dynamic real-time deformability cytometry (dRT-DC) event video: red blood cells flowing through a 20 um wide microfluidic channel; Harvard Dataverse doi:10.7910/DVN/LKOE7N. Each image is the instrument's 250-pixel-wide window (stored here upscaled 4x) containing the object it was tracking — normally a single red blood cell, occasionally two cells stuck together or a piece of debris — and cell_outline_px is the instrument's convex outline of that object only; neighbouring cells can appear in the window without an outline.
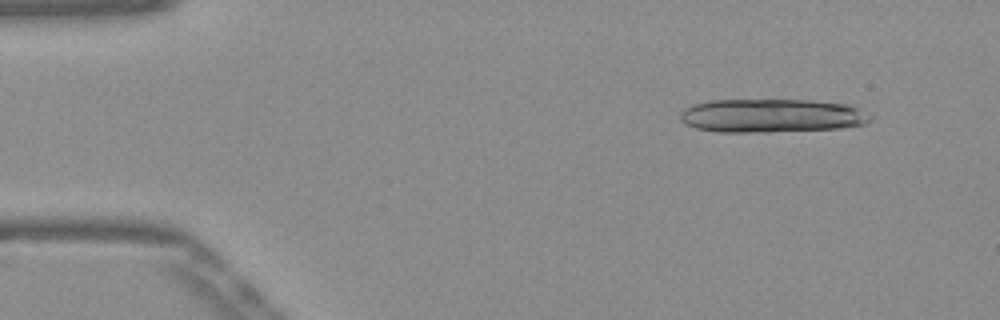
{"species": "Egyptian fruit bat (a non-hibernating species)", "species_latin": "Rousettus aegyptiacus", "temperature_condition": "warm", "stored_images_in_passage": 14, "camera_frame_rate_fps": 3000, "um_per_image_px": 0.085, "frame": {"image": 1, "passage_image": 5, "time_ms": 1.333, "image_size_px": [1000, 320], "cell_outline_px": [[872, 120], [864, 124], [840, 128], [768, 132], [720, 132], [696, 128], [684, 124], [680, 120], [680, 112], [684, 108], [692, 104], [712, 100], [808, 100], [848, 104], [872, 116]], "centroid_in_image_um": [65.55, 9.83], "position_along_channel_um": 19.5, "area_um2": 37.34}}